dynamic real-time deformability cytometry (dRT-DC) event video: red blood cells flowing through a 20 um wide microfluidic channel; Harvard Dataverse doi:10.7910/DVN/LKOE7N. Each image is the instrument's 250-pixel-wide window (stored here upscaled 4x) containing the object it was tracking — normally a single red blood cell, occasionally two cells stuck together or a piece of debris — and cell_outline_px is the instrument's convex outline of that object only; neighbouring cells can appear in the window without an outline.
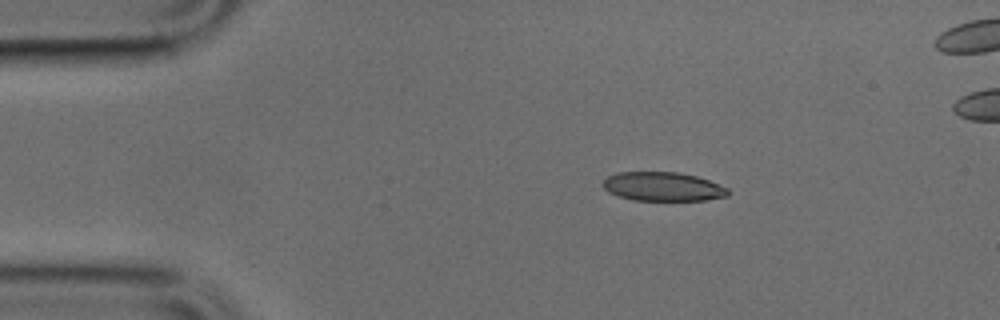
{"species": "common noctule bat (a hibernating species)", "species_latin": "Nyctalus noctula", "temperature_condition": "cold", "stored_images_in_passage": 49, "camera_frame_rate_fps": 3000, "um_per_image_px": 0.085, "animal": {"sex": "male", "body_mass_g": 17.9, "forearm_length_mm": 54.2}, "frame": {"image": 1, "passage_image": 7, "time_ms": 2.0, "image_size_px": [1000, 320], "cell_outline_px": [[732, 192], [728, 196], [704, 200], [632, 200], [608, 192], [600, 184], [608, 176], [616, 172], [676, 172], [696, 176], [708, 180], [728, 188]], "centroid_in_image_um": [56.34, 15.86], "position_along_channel_um": 28.7, "area_um2": 21.15}}
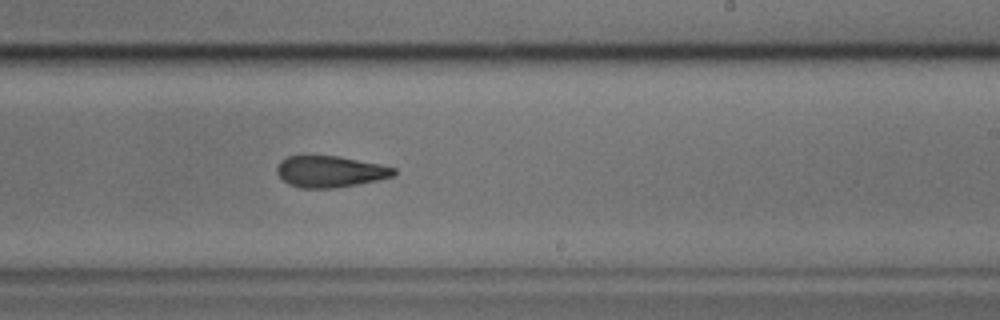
{"frame": {"image": 2, "passage_image": 28, "time_ms": 9.0, "image_size_px": [1000, 320], "cell_outline_px": [[396, 172], [392, 176], [380, 180], [336, 188], [300, 188], [288, 184], [276, 172], [276, 168], [280, 160], [288, 156], [340, 156], [380, 164], [396, 168]], "centroid_in_image_um": [28.06, 14.58], "position_along_channel_um": 260.9, "area_um2": 21.5}}
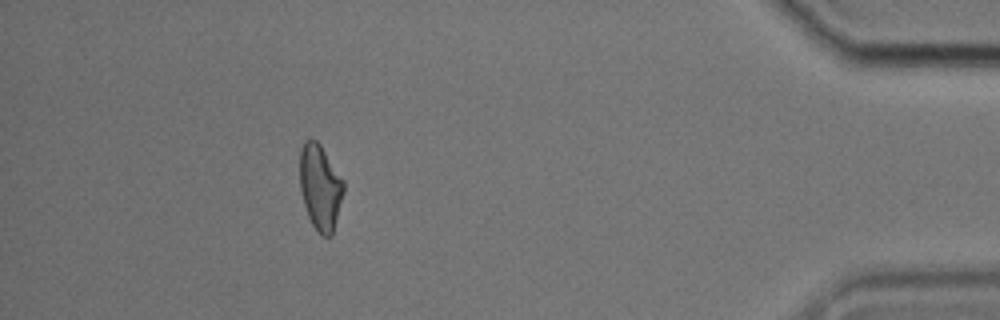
{"frame": {"image": 3, "passage_image": 43, "time_ms": 14.0, "image_size_px": [1000, 320], "cell_outline_px": [[344, 192], [332, 236], [320, 236], [312, 224], [308, 216], [300, 192], [300, 148], [304, 140], [316, 140], [320, 144], [344, 180]], "centroid_in_image_um": [27.22, 15.92], "position_along_channel_um": 408.0, "area_um2": 21.96}}